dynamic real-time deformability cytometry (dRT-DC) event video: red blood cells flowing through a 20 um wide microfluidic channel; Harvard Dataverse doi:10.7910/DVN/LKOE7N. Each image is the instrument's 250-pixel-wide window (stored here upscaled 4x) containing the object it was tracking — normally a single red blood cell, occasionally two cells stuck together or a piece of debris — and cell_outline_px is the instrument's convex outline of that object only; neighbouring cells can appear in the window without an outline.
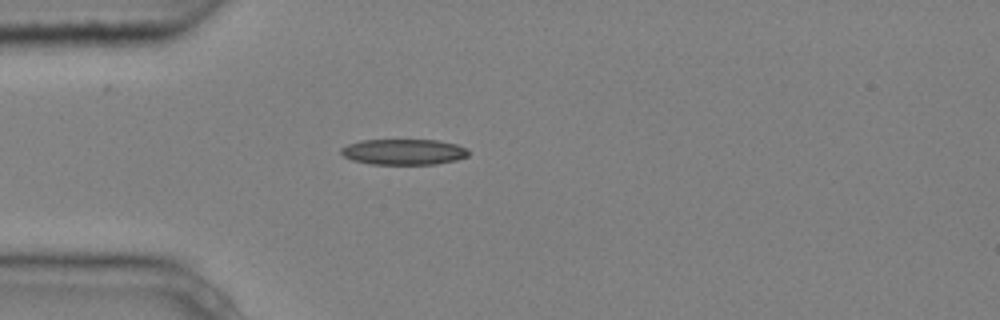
{"species": "common noctule bat (a hibernating species)", "species_latin": "Nyctalus noctula", "temperature_condition": "cold", "stored_images_in_passage": 1, "camera_frame_rate_fps": 3000, "um_per_image_px": 0.085, "animal": {"sex": "male", "body_mass_g": 20.4}, "frame": {"image": 1, "passage_image": 1, "time_ms": 0.0, "image_size_px": [1000, 320], "cell_outline_px": [[468, 156], [456, 160], [436, 164], [372, 164], [352, 160], [344, 156], [340, 152], [340, 148], [348, 144], [360, 140], [436, 140], [456, 144], [468, 148]], "centroid_in_image_um": [34.31, 12.91], "position_along_channel_um": 50.7, "area_um2": 19.13}}